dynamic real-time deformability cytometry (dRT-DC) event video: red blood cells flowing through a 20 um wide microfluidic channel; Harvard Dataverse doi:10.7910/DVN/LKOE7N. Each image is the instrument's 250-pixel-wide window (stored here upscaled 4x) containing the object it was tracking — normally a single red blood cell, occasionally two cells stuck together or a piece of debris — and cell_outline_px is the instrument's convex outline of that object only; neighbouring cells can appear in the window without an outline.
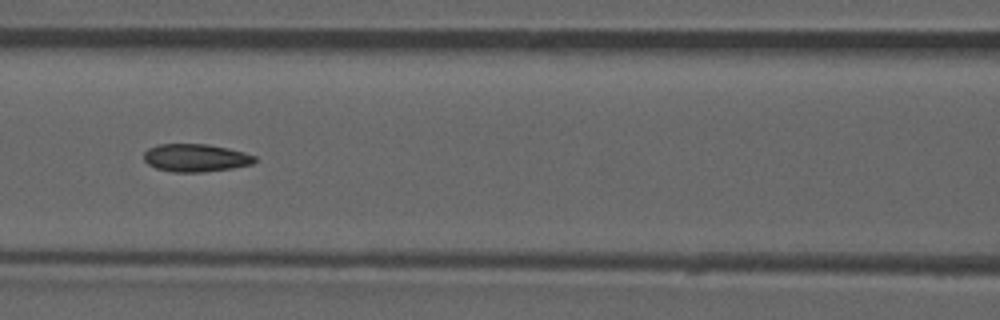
{"species": "common noctule bat (a hibernating species)", "species_latin": "Nyctalus noctula", "temperature_condition": "room temperature", "stored_images_in_passage": 52, "camera_frame_rate_fps": 3000, "um_per_image_px": 0.085, "animal": {"sex": "male", "forearm_length_mm": 52.5}, "frame": {"image": 1, "passage_image": 23, "time_ms": 7.333, "image_size_px": [1000, 320], "cell_outline_px": [[256, 160], [252, 164], [232, 168], [200, 172], [172, 172], [156, 168], [148, 164], [144, 160], [144, 152], [148, 148], [160, 144], [208, 144], [228, 148], [244, 152], [256, 156]], "centroid_in_image_um": [16.63, 13.41], "position_along_channel_um": 150.0, "area_um2": 17.98}, "authors_computed_cell_mechanics": {"area_um2": 18.0625, "velocity_mm_per_s": 3.9505, "shape_relaxation_time_tau1_ms": null, "shape_relaxation_time_tau2_ms": 6.4626, "deformation_change_tau1": null, "deformation_change_tau2": 0.1073}}